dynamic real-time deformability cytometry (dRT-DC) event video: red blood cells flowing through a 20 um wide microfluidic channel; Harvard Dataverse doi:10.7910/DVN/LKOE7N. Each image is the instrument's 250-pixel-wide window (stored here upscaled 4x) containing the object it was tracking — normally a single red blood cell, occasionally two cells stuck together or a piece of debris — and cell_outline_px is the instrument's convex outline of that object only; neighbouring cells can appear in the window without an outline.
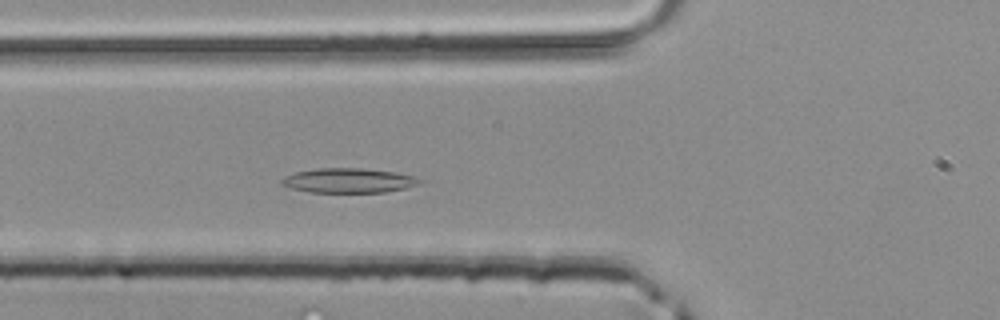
{"species": "common noctule bat (a hibernating species)", "species_latin": "Nyctalus noctula", "temperature_condition": "room temperature", "stored_images_in_passage": 32, "camera_frame_rate_fps": 3000, "um_per_image_px": 0.085, "animal": {"sex": "male", "body_mass_g": 20.4}, "frame": {"image": 1, "passage_image": 4, "time_ms": 1.0, "image_size_px": [1000, 320], "cell_outline_px": [[424, 180], [420, 184], [404, 188], [384, 192], [308, 192], [292, 188], [280, 184], [280, 180], [284, 176], [292, 172], [316, 168], [364, 168], [392, 172], [416, 176]], "centroid_in_image_um": [29.6, 15.33], "position_along_channel_um": 96.2, "area_um2": 19.94}}
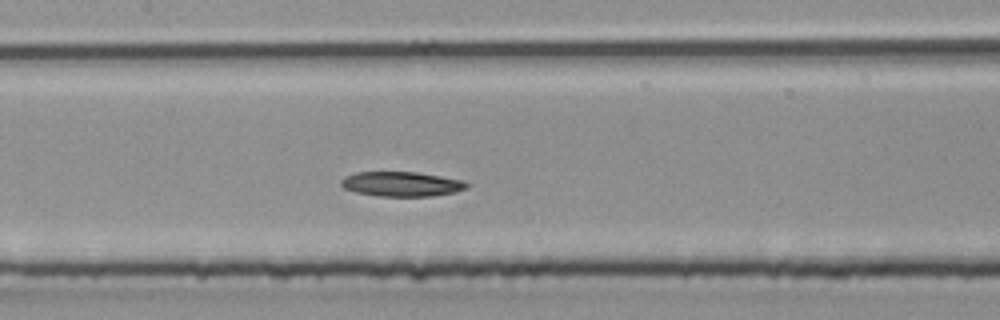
{"frame": {"image": 2, "passage_image": 9, "time_ms": 2.667, "image_size_px": [1000, 320], "cell_outline_px": [[472, 184], [468, 188], [456, 192], [432, 196], [376, 196], [356, 192], [344, 188], [340, 184], [340, 180], [344, 176], [356, 172], [416, 172], [464, 180]], "centroid_in_image_um": [34.16, 15.64], "position_along_channel_um": 173.2, "area_um2": 18.32}}
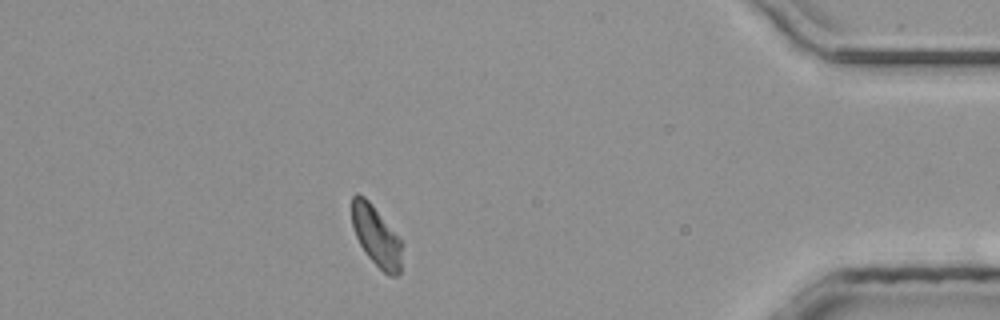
{"frame": {"image": 3, "passage_image": 27, "time_ms": 8.667, "image_size_px": [1000, 320], "cell_outline_px": [[404, 244], [400, 272], [396, 276], [388, 276], [364, 252], [356, 236], [352, 224], [352, 196], [356, 192], [364, 196], [372, 204]], "centroid_in_image_um": [32.0, 20.08], "position_along_channel_um": 403.2, "area_um2": 17.69}}